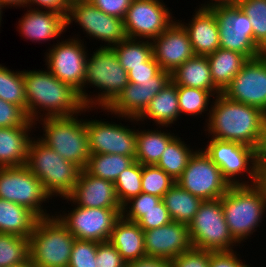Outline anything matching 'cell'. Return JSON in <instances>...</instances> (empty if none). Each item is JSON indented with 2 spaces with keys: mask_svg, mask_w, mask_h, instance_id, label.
<instances>
[{
  "mask_svg": "<svg viewBox=\"0 0 266 267\" xmlns=\"http://www.w3.org/2000/svg\"><path fill=\"white\" fill-rule=\"evenodd\" d=\"M73 210L55 214L75 239L109 241L115 223L122 217V208H87L74 204Z\"/></svg>",
  "mask_w": 266,
  "mask_h": 267,
  "instance_id": "cell-12",
  "label": "cell"
},
{
  "mask_svg": "<svg viewBox=\"0 0 266 267\" xmlns=\"http://www.w3.org/2000/svg\"><path fill=\"white\" fill-rule=\"evenodd\" d=\"M211 1V2H210ZM207 4H201L199 8L202 9H211L216 6H226V5H237L239 0H210ZM215 1V2H214Z\"/></svg>",
  "mask_w": 266,
  "mask_h": 267,
  "instance_id": "cell-54",
  "label": "cell"
},
{
  "mask_svg": "<svg viewBox=\"0 0 266 267\" xmlns=\"http://www.w3.org/2000/svg\"><path fill=\"white\" fill-rule=\"evenodd\" d=\"M204 152L220 168L222 175L231 186L254 185L260 182V174L256 165V154L253 147L237 142L222 141L211 138L204 147ZM246 172V173H245ZM248 174L249 181H242L236 176ZM243 174V175H242ZM242 181V182H240Z\"/></svg>",
  "mask_w": 266,
  "mask_h": 267,
  "instance_id": "cell-9",
  "label": "cell"
},
{
  "mask_svg": "<svg viewBox=\"0 0 266 267\" xmlns=\"http://www.w3.org/2000/svg\"><path fill=\"white\" fill-rule=\"evenodd\" d=\"M10 267H36V266L31 262V259L29 258L28 260L24 261L21 264L10 266Z\"/></svg>",
  "mask_w": 266,
  "mask_h": 267,
  "instance_id": "cell-56",
  "label": "cell"
},
{
  "mask_svg": "<svg viewBox=\"0 0 266 267\" xmlns=\"http://www.w3.org/2000/svg\"><path fill=\"white\" fill-rule=\"evenodd\" d=\"M168 210L165 207L164 202L161 200L154 208L145 212V214L136 222L143 230H151L171 222Z\"/></svg>",
  "mask_w": 266,
  "mask_h": 267,
  "instance_id": "cell-45",
  "label": "cell"
},
{
  "mask_svg": "<svg viewBox=\"0 0 266 267\" xmlns=\"http://www.w3.org/2000/svg\"><path fill=\"white\" fill-rule=\"evenodd\" d=\"M177 93L180 116L184 113L190 116L207 113L205 111H208L210 99L214 96L210 91L186 86H177Z\"/></svg>",
  "mask_w": 266,
  "mask_h": 267,
  "instance_id": "cell-39",
  "label": "cell"
},
{
  "mask_svg": "<svg viewBox=\"0 0 266 267\" xmlns=\"http://www.w3.org/2000/svg\"><path fill=\"white\" fill-rule=\"evenodd\" d=\"M188 229L192 248L218 252L238 246L225 221L221 198L203 201Z\"/></svg>",
  "mask_w": 266,
  "mask_h": 267,
  "instance_id": "cell-8",
  "label": "cell"
},
{
  "mask_svg": "<svg viewBox=\"0 0 266 267\" xmlns=\"http://www.w3.org/2000/svg\"><path fill=\"white\" fill-rule=\"evenodd\" d=\"M175 182L203 201L220 199L231 187L220 168L200 148L195 150Z\"/></svg>",
  "mask_w": 266,
  "mask_h": 267,
  "instance_id": "cell-11",
  "label": "cell"
},
{
  "mask_svg": "<svg viewBox=\"0 0 266 267\" xmlns=\"http://www.w3.org/2000/svg\"><path fill=\"white\" fill-rule=\"evenodd\" d=\"M69 4V0H27L26 7L31 8V5H36L39 9L44 7L45 10L55 11L67 17Z\"/></svg>",
  "mask_w": 266,
  "mask_h": 267,
  "instance_id": "cell-51",
  "label": "cell"
},
{
  "mask_svg": "<svg viewBox=\"0 0 266 267\" xmlns=\"http://www.w3.org/2000/svg\"><path fill=\"white\" fill-rule=\"evenodd\" d=\"M187 23L177 20L187 31L195 55L207 56L220 48L219 26L211 9L197 8Z\"/></svg>",
  "mask_w": 266,
  "mask_h": 267,
  "instance_id": "cell-24",
  "label": "cell"
},
{
  "mask_svg": "<svg viewBox=\"0 0 266 267\" xmlns=\"http://www.w3.org/2000/svg\"><path fill=\"white\" fill-rule=\"evenodd\" d=\"M260 182L266 187V170L260 175Z\"/></svg>",
  "mask_w": 266,
  "mask_h": 267,
  "instance_id": "cell-57",
  "label": "cell"
},
{
  "mask_svg": "<svg viewBox=\"0 0 266 267\" xmlns=\"http://www.w3.org/2000/svg\"><path fill=\"white\" fill-rule=\"evenodd\" d=\"M0 99L13 103L26 112L23 71H11L0 64Z\"/></svg>",
  "mask_w": 266,
  "mask_h": 267,
  "instance_id": "cell-36",
  "label": "cell"
},
{
  "mask_svg": "<svg viewBox=\"0 0 266 267\" xmlns=\"http://www.w3.org/2000/svg\"><path fill=\"white\" fill-rule=\"evenodd\" d=\"M38 220L27 207L0 199V233L29 238Z\"/></svg>",
  "mask_w": 266,
  "mask_h": 267,
  "instance_id": "cell-29",
  "label": "cell"
},
{
  "mask_svg": "<svg viewBox=\"0 0 266 267\" xmlns=\"http://www.w3.org/2000/svg\"><path fill=\"white\" fill-rule=\"evenodd\" d=\"M34 126L21 107L0 99V128Z\"/></svg>",
  "mask_w": 266,
  "mask_h": 267,
  "instance_id": "cell-44",
  "label": "cell"
},
{
  "mask_svg": "<svg viewBox=\"0 0 266 267\" xmlns=\"http://www.w3.org/2000/svg\"><path fill=\"white\" fill-rule=\"evenodd\" d=\"M78 115H81V112L68 117H44L38 120L39 123L42 122L44 132L43 137L38 139L60 157L83 170L90 157V151L85 120H79Z\"/></svg>",
  "mask_w": 266,
  "mask_h": 267,
  "instance_id": "cell-7",
  "label": "cell"
},
{
  "mask_svg": "<svg viewBox=\"0 0 266 267\" xmlns=\"http://www.w3.org/2000/svg\"><path fill=\"white\" fill-rule=\"evenodd\" d=\"M238 255L233 251H210V266L209 267H250V265L243 263L238 258Z\"/></svg>",
  "mask_w": 266,
  "mask_h": 267,
  "instance_id": "cell-50",
  "label": "cell"
},
{
  "mask_svg": "<svg viewBox=\"0 0 266 267\" xmlns=\"http://www.w3.org/2000/svg\"><path fill=\"white\" fill-rule=\"evenodd\" d=\"M102 12L124 19L133 0H88Z\"/></svg>",
  "mask_w": 266,
  "mask_h": 267,
  "instance_id": "cell-49",
  "label": "cell"
},
{
  "mask_svg": "<svg viewBox=\"0 0 266 267\" xmlns=\"http://www.w3.org/2000/svg\"><path fill=\"white\" fill-rule=\"evenodd\" d=\"M74 240L57 216L39 218L29 236V258L36 267H68Z\"/></svg>",
  "mask_w": 266,
  "mask_h": 267,
  "instance_id": "cell-6",
  "label": "cell"
},
{
  "mask_svg": "<svg viewBox=\"0 0 266 267\" xmlns=\"http://www.w3.org/2000/svg\"><path fill=\"white\" fill-rule=\"evenodd\" d=\"M172 267H209L210 251L191 248L171 260Z\"/></svg>",
  "mask_w": 266,
  "mask_h": 267,
  "instance_id": "cell-46",
  "label": "cell"
},
{
  "mask_svg": "<svg viewBox=\"0 0 266 267\" xmlns=\"http://www.w3.org/2000/svg\"><path fill=\"white\" fill-rule=\"evenodd\" d=\"M63 200L87 208H122L114 183L81 170L72 193Z\"/></svg>",
  "mask_w": 266,
  "mask_h": 267,
  "instance_id": "cell-22",
  "label": "cell"
},
{
  "mask_svg": "<svg viewBox=\"0 0 266 267\" xmlns=\"http://www.w3.org/2000/svg\"><path fill=\"white\" fill-rule=\"evenodd\" d=\"M135 162V157L116 154H90L84 170L98 178L115 182L120 173Z\"/></svg>",
  "mask_w": 266,
  "mask_h": 267,
  "instance_id": "cell-33",
  "label": "cell"
},
{
  "mask_svg": "<svg viewBox=\"0 0 266 267\" xmlns=\"http://www.w3.org/2000/svg\"><path fill=\"white\" fill-rule=\"evenodd\" d=\"M213 98L215 99L209 106L205 124L207 128L204 131L207 130L208 135H212L211 138L237 142L256 149L266 113L256 107L231 100L223 93Z\"/></svg>",
  "mask_w": 266,
  "mask_h": 267,
  "instance_id": "cell-2",
  "label": "cell"
},
{
  "mask_svg": "<svg viewBox=\"0 0 266 267\" xmlns=\"http://www.w3.org/2000/svg\"><path fill=\"white\" fill-rule=\"evenodd\" d=\"M141 179L142 165L136 161L120 173L114 182V186L117 199L121 206L131 198L142 193Z\"/></svg>",
  "mask_w": 266,
  "mask_h": 267,
  "instance_id": "cell-40",
  "label": "cell"
},
{
  "mask_svg": "<svg viewBox=\"0 0 266 267\" xmlns=\"http://www.w3.org/2000/svg\"><path fill=\"white\" fill-rule=\"evenodd\" d=\"M49 198L52 199L43 183L25 165L0 167V199L27 207L39 218H45L50 214L42 203L49 202Z\"/></svg>",
  "mask_w": 266,
  "mask_h": 267,
  "instance_id": "cell-10",
  "label": "cell"
},
{
  "mask_svg": "<svg viewBox=\"0 0 266 267\" xmlns=\"http://www.w3.org/2000/svg\"><path fill=\"white\" fill-rule=\"evenodd\" d=\"M114 123V124H113ZM85 120L90 154H116L136 156L137 129L121 123Z\"/></svg>",
  "mask_w": 266,
  "mask_h": 267,
  "instance_id": "cell-17",
  "label": "cell"
},
{
  "mask_svg": "<svg viewBox=\"0 0 266 267\" xmlns=\"http://www.w3.org/2000/svg\"><path fill=\"white\" fill-rule=\"evenodd\" d=\"M223 94L266 113V53L249 59Z\"/></svg>",
  "mask_w": 266,
  "mask_h": 267,
  "instance_id": "cell-18",
  "label": "cell"
},
{
  "mask_svg": "<svg viewBox=\"0 0 266 267\" xmlns=\"http://www.w3.org/2000/svg\"><path fill=\"white\" fill-rule=\"evenodd\" d=\"M174 184L175 180L156 165H142V192L163 198Z\"/></svg>",
  "mask_w": 266,
  "mask_h": 267,
  "instance_id": "cell-41",
  "label": "cell"
},
{
  "mask_svg": "<svg viewBox=\"0 0 266 267\" xmlns=\"http://www.w3.org/2000/svg\"><path fill=\"white\" fill-rule=\"evenodd\" d=\"M31 130L32 127L0 128V167L26 164L29 143L33 138Z\"/></svg>",
  "mask_w": 266,
  "mask_h": 267,
  "instance_id": "cell-27",
  "label": "cell"
},
{
  "mask_svg": "<svg viewBox=\"0 0 266 267\" xmlns=\"http://www.w3.org/2000/svg\"><path fill=\"white\" fill-rule=\"evenodd\" d=\"M161 200L162 198L158 196L142 192L122 206V217L127 221L136 223L145 212L154 208Z\"/></svg>",
  "mask_w": 266,
  "mask_h": 267,
  "instance_id": "cell-42",
  "label": "cell"
},
{
  "mask_svg": "<svg viewBox=\"0 0 266 267\" xmlns=\"http://www.w3.org/2000/svg\"><path fill=\"white\" fill-rule=\"evenodd\" d=\"M129 267H172V262L169 259L157 257H143L131 262Z\"/></svg>",
  "mask_w": 266,
  "mask_h": 267,
  "instance_id": "cell-53",
  "label": "cell"
},
{
  "mask_svg": "<svg viewBox=\"0 0 266 267\" xmlns=\"http://www.w3.org/2000/svg\"><path fill=\"white\" fill-rule=\"evenodd\" d=\"M18 21L19 33L32 42L51 41L65 32L66 17L51 10L29 8Z\"/></svg>",
  "mask_w": 266,
  "mask_h": 267,
  "instance_id": "cell-23",
  "label": "cell"
},
{
  "mask_svg": "<svg viewBox=\"0 0 266 267\" xmlns=\"http://www.w3.org/2000/svg\"><path fill=\"white\" fill-rule=\"evenodd\" d=\"M98 242L75 239L68 267H96Z\"/></svg>",
  "mask_w": 266,
  "mask_h": 267,
  "instance_id": "cell-43",
  "label": "cell"
},
{
  "mask_svg": "<svg viewBox=\"0 0 266 267\" xmlns=\"http://www.w3.org/2000/svg\"><path fill=\"white\" fill-rule=\"evenodd\" d=\"M81 41L78 37L58 41L45 54V65L54 77L75 89L82 101L88 51Z\"/></svg>",
  "mask_w": 266,
  "mask_h": 267,
  "instance_id": "cell-15",
  "label": "cell"
},
{
  "mask_svg": "<svg viewBox=\"0 0 266 267\" xmlns=\"http://www.w3.org/2000/svg\"><path fill=\"white\" fill-rule=\"evenodd\" d=\"M161 71L160 65L152 55L144 62V66L133 67L127 72L128 82L140 85V82L153 81V77L157 76Z\"/></svg>",
  "mask_w": 266,
  "mask_h": 267,
  "instance_id": "cell-48",
  "label": "cell"
},
{
  "mask_svg": "<svg viewBox=\"0 0 266 267\" xmlns=\"http://www.w3.org/2000/svg\"><path fill=\"white\" fill-rule=\"evenodd\" d=\"M171 80L177 86L210 91L214 97L222 93L214 85L207 56L195 55L185 61L171 72Z\"/></svg>",
  "mask_w": 266,
  "mask_h": 267,
  "instance_id": "cell-26",
  "label": "cell"
},
{
  "mask_svg": "<svg viewBox=\"0 0 266 267\" xmlns=\"http://www.w3.org/2000/svg\"><path fill=\"white\" fill-rule=\"evenodd\" d=\"M118 57L120 65L128 72L131 68L144 66L152 55L151 40L125 38L119 44L112 47Z\"/></svg>",
  "mask_w": 266,
  "mask_h": 267,
  "instance_id": "cell-35",
  "label": "cell"
},
{
  "mask_svg": "<svg viewBox=\"0 0 266 267\" xmlns=\"http://www.w3.org/2000/svg\"><path fill=\"white\" fill-rule=\"evenodd\" d=\"M23 78L26 114L35 124L38 123L35 121L39 118L43 119L44 116L45 118L68 117L92 110L85 108L75 89L54 77L48 69L45 71L24 70Z\"/></svg>",
  "mask_w": 266,
  "mask_h": 267,
  "instance_id": "cell-1",
  "label": "cell"
},
{
  "mask_svg": "<svg viewBox=\"0 0 266 267\" xmlns=\"http://www.w3.org/2000/svg\"><path fill=\"white\" fill-rule=\"evenodd\" d=\"M4 7L0 4V26H1V21H2V9H3Z\"/></svg>",
  "mask_w": 266,
  "mask_h": 267,
  "instance_id": "cell-58",
  "label": "cell"
},
{
  "mask_svg": "<svg viewBox=\"0 0 266 267\" xmlns=\"http://www.w3.org/2000/svg\"><path fill=\"white\" fill-rule=\"evenodd\" d=\"M180 116L177 85L170 80L167 85L151 100L138 121L153 120L159 128L174 124Z\"/></svg>",
  "mask_w": 266,
  "mask_h": 267,
  "instance_id": "cell-28",
  "label": "cell"
},
{
  "mask_svg": "<svg viewBox=\"0 0 266 267\" xmlns=\"http://www.w3.org/2000/svg\"><path fill=\"white\" fill-rule=\"evenodd\" d=\"M146 256L172 260L192 248L188 225L171 221L169 224L144 231Z\"/></svg>",
  "mask_w": 266,
  "mask_h": 267,
  "instance_id": "cell-21",
  "label": "cell"
},
{
  "mask_svg": "<svg viewBox=\"0 0 266 267\" xmlns=\"http://www.w3.org/2000/svg\"><path fill=\"white\" fill-rule=\"evenodd\" d=\"M109 242L118 250L127 265L146 257L144 231L137 223L123 217L115 223Z\"/></svg>",
  "mask_w": 266,
  "mask_h": 267,
  "instance_id": "cell-25",
  "label": "cell"
},
{
  "mask_svg": "<svg viewBox=\"0 0 266 267\" xmlns=\"http://www.w3.org/2000/svg\"><path fill=\"white\" fill-rule=\"evenodd\" d=\"M221 205L228 229L240 244L257 231L265 216L266 187L261 182L231 186L221 197Z\"/></svg>",
  "mask_w": 266,
  "mask_h": 267,
  "instance_id": "cell-3",
  "label": "cell"
},
{
  "mask_svg": "<svg viewBox=\"0 0 266 267\" xmlns=\"http://www.w3.org/2000/svg\"><path fill=\"white\" fill-rule=\"evenodd\" d=\"M27 0H0V4L3 7H26Z\"/></svg>",
  "mask_w": 266,
  "mask_h": 267,
  "instance_id": "cell-55",
  "label": "cell"
},
{
  "mask_svg": "<svg viewBox=\"0 0 266 267\" xmlns=\"http://www.w3.org/2000/svg\"><path fill=\"white\" fill-rule=\"evenodd\" d=\"M171 80V73L162 70L153 81L140 82L134 84L129 82L117 97L103 111L111 112L116 117L125 120L137 121L148 107L151 100L167 85ZM118 115V116H117Z\"/></svg>",
  "mask_w": 266,
  "mask_h": 267,
  "instance_id": "cell-19",
  "label": "cell"
},
{
  "mask_svg": "<svg viewBox=\"0 0 266 267\" xmlns=\"http://www.w3.org/2000/svg\"><path fill=\"white\" fill-rule=\"evenodd\" d=\"M103 46L98 48L93 54H90V58L87 57L86 59L85 77L82 87V103L85 108L97 106L101 107V109L106 108L129 83L128 73L120 65L113 49ZM88 84L99 89V93L97 95H89L85 90Z\"/></svg>",
  "mask_w": 266,
  "mask_h": 267,
  "instance_id": "cell-4",
  "label": "cell"
},
{
  "mask_svg": "<svg viewBox=\"0 0 266 267\" xmlns=\"http://www.w3.org/2000/svg\"><path fill=\"white\" fill-rule=\"evenodd\" d=\"M29 259V238L0 233V267H10Z\"/></svg>",
  "mask_w": 266,
  "mask_h": 267,
  "instance_id": "cell-37",
  "label": "cell"
},
{
  "mask_svg": "<svg viewBox=\"0 0 266 267\" xmlns=\"http://www.w3.org/2000/svg\"><path fill=\"white\" fill-rule=\"evenodd\" d=\"M175 137L168 131L137 129V146L135 161L141 165H156L168 143Z\"/></svg>",
  "mask_w": 266,
  "mask_h": 267,
  "instance_id": "cell-31",
  "label": "cell"
},
{
  "mask_svg": "<svg viewBox=\"0 0 266 267\" xmlns=\"http://www.w3.org/2000/svg\"><path fill=\"white\" fill-rule=\"evenodd\" d=\"M237 5L249 18L255 44L266 53V0H239Z\"/></svg>",
  "mask_w": 266,
  "mask_h": 267,
  "instance_id": "cell-38",
  "label": "cell"
},
{
  "mask_svg": "<svg viewBox=\"0 0 266 267\" xmlns=\"http://www.w3.org/2000/svg\"><path fill=\"white\" fill-rule=\"evenodd\" d=\"M193 148L185 144L177 135L168 143L157 167L164 170L175 181L181 176L190 157L194 154Z\"/></svg>",
  "mask_w": 266,
  "mask_h": 267,
  "instance_id": "cell-34",
  "label": "cell"
},
{
  "mask_svg": "<svg viewBox=\"0 0 266 267\" xmlns=\"http://www.w3.org/2000/svg\"><path fill=\"white\" fill-rule=\"evenodd\" d=\"M96 267H127L118 250L109 242L98 243Z\"/></svg>",
  "mask_w": 266,
  "mask_h": 267,
  "instance_id": "cell-47",
  "label": "cell"
},
{
  "mask_svg": "<svg viewBox=\"0 0 266 267\" xmlns=\"http://www.w3.org/2000/svg\"><path fill=\"white\" fill-rule=\"evenodd\" d=\"M161 1H132L123 19L127 38L153 40L174 22L171 11Z\"/></svg>",
  "mask_w": 266,
  "mask_h": 267,
  "instance_id": "cell-16",
  "label": "cell"
},
{
  "mask_svg": "<svg viewBox=\"0 0 266 267\" xmlns=\"http://www.w3.org/2000/svg\"><path fill=\"white\" fill-rule=\"evenodd\" d=\"M34 138L29 143L25 166L43 183L51 198H67L77 183L81 169Z\"/></svg>",
  "mask_w": 266,
  "mask_h": 267,
  "instance_id": "cell-5",
  "label": "cell"
},
{
  "mask_svg": "<svg viewBox=\"0 0 266 267\" xmlns=\"http://www.w3.org/2000/svg\"><path fill=\"white\" fill-rule=\"evenodd\" d=\"M162 201L172 221L185 223L187 225L193 220L194 215L203 202L201 198L182 189L176 182L164 194Z\"/></svg>",
  "mask_w": 266,
  "mask_h": 267,
  "instance_id": "cell-32",
  "label": "cell"
},
{
  "mask_svg": "<svg viewBox=\"0 0 266 267\" xmlns=\"http://www.w3.org/2000/svg\"><path fill=\"white\" fill-rule=\"evenodd\" d=\"M256 165L261 175L266 170V120L263 124L260 140L255 149Z\"/></svg>",
  "mask_w": 266,
  "mask_h": 267,
  "instance_id": "cell-52",
  "label": "cell"
},
{
  "mask_svg": "<svg viewBox=\"0 0 266 267\" xmlns=\"http://www.w3.org/2000/svg\"><path fill=\"white\" fill-rule=\"evenodd\" d=\"M151 43L153 58L162 70L170 73L195 56L187 31L175 19L164 32L151 40Z\"/></svg>",
  "mask_w": 266,
  "mask_h": 267,
  "instance_id": "cell-20",
  "label": "cell"
},
{
  "mask_svg": "<svg viewBox=\"0 0 266 267\" xmlns=\"http://www.w3.org/2000/svg\"><path fill=\"white\" fill-rule=\"evenodd\" d=\"M207 58L214 85L222 93L249 60L245 55L239 52L221 48L207 55Z\"/></svg>",
  "mask_w": 266,
  "mask_h": 267,
  "instance_id": "cell-30",
  "label": "cell"
},
{
  "mask_svg": "<svg viewBox=\"0 0 266 267\" xmlns=\"http://www.w3.org/2000/svg\"><path fill=\"white\" fill-rule=\"evenodd\" d=\"M73 21L91 38L107 43L104 44L107 48H112L126 38L123 19L102 12L88 0L70 2L66 27Z\"/></svg>",
  "mask_w": 266,
  "mask_h": 267,
  "instance_id": "cell-14",
  "label": "cell"
},
{
  "mask_svg": "<svg viewBox=\"0 0 266 267\" xmlns=\"http://www.w3.org/2000/svg\"><path fill=\"white\" fill-rule=\"evenodd\" d=\"M219 26L220 48L239 52L253 59L264 52L255 44L248 16L238 5L211 8Z\"/></svg>",
  "mask_w": 266,
  "mask_h": 267,
  "instance_id": "cell-13",
  "label": "cell"
}]
</instances>
